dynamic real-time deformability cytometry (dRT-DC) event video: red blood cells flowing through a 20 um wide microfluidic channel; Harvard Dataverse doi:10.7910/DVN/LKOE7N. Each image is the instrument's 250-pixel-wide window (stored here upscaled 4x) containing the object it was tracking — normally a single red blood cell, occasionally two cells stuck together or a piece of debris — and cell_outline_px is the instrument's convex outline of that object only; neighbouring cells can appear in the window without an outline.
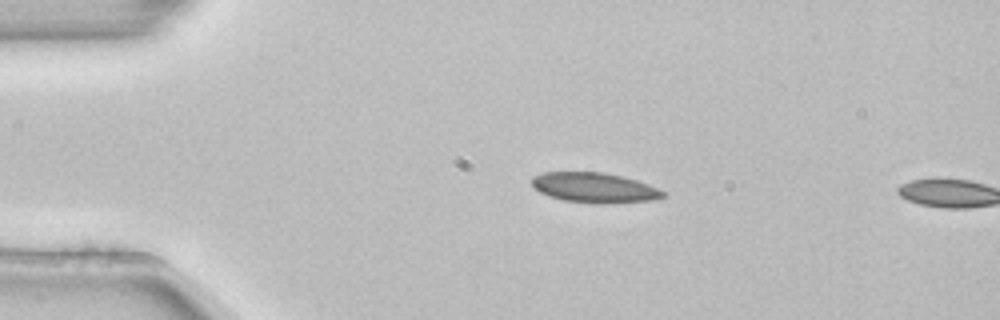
{"species": "common noctule bat (a hibernating species)", "species_latin": "Nyctalus noctula", "temperature_condition": "room temperature", "stored_images_in_passage": 2, "camera_frame_rate_fps": 3000, "um_per_image_px": 0.085, "animal": {"sex": "female", "body_mass_g": 22.7, "forearm_length_mm": 54.2}, "frame": {"image": 1, "passage_image": 1, "time_ms": 0.0, "image_size_px": [1000, 320], "cell_outline_px": [[664, 196], [648, 200], [564, 200], [540, 192], [532, 184], [532, 176], [544, 172], [604, 172], [636, 180], [648, 184], [664, 192]], "centroid_in_image_um": [50.44, 15.87], "position_along_channel_um": 34.6, "area_um2": 21.27}}